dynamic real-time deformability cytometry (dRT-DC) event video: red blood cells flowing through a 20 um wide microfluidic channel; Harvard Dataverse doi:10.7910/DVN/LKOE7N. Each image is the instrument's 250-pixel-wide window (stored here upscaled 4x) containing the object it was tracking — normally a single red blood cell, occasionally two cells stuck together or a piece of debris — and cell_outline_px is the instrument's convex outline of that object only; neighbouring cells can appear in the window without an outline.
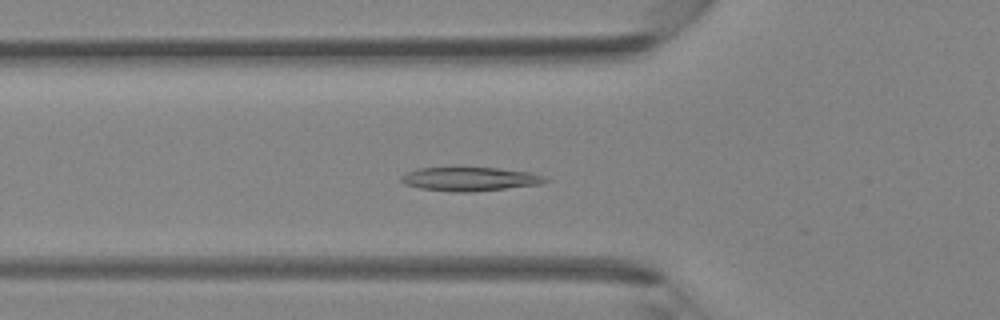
{"species": "Egyptian fruit bat (a non-hibernating species)", "species_latin": "Rousettus aegyptiacus", "temperature_condition": "room temperature", "stored_images_in_passage": 40, "camera_frame_rate_fps": 3000, "um_per_image_px": 0.085, "animal": {"sex": "female"}, "frame": {"image": 1, "passage_image": 14, "time_ms": 4.333, "image_size_px": [1000, 320], "cell_outline_px": [[552, 180], [544, 184], [472, 192], [452, 192], [420, 188], [404, 184], [400, 180], [400, 176], [416, 168], [496, 168], [532, 172], [544, 176]], "centroid_in_image_um": [39.99, 15.22], "position_along_channel_um": 85.8, "area_um2": 20.17}}
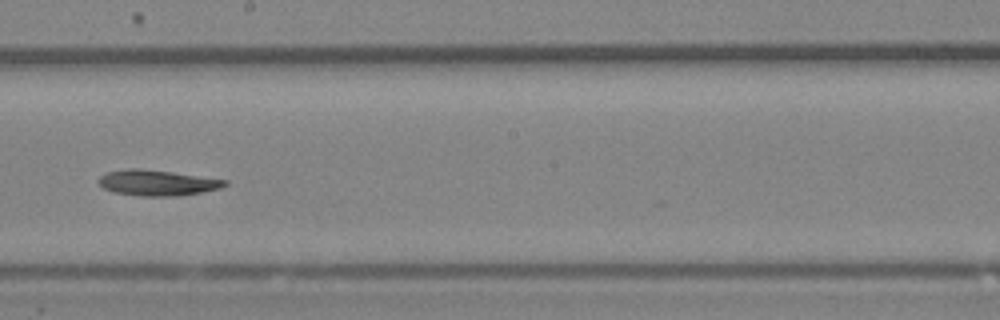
{"frame": {"image": 2, "passage_image": 23, "time_ms": 7.333, "image_size_px": [1000, 320], "cell_outline_px": [[228, 184], [220, 188], [180, 196], [140, 196], [112, 192], [104, 188], [96, 180], [100, 176], [108, 172], [128, 168], [140, 168], [172, 172], [228, 180]], "centroid_in_image_um": [13.35, 15.54], "position_along_channel_um": 234.9, "area_um2": 18.9}}
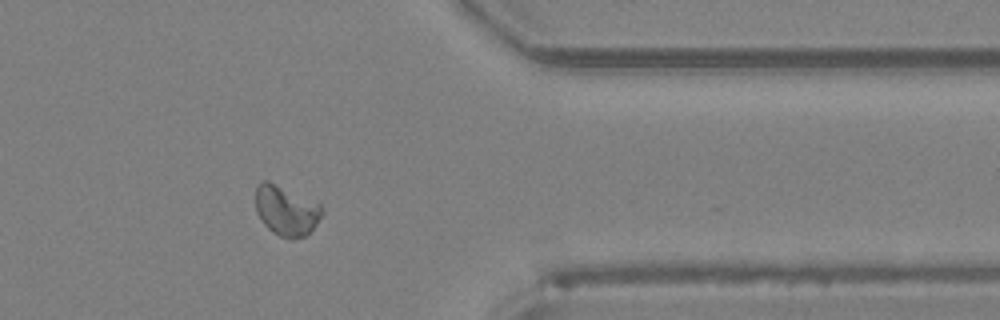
{"frame": {"image": 3, "passage_image": 33, "time_ms": 10.667, "image_size_px": [1000, 320], "cell_outline_px": [[324, 212], [316, 224], [304, 236], [292, 240], [280, 236], [272, 232], [260, 220], [256, 212], [256, 188], [260, 180], [268, 180], [320, 204], [324, 208]], "centroid_in_image_um": [24.31, 17.9], "position_along_channel_um": 387.1, "area_um2": 19.36}}